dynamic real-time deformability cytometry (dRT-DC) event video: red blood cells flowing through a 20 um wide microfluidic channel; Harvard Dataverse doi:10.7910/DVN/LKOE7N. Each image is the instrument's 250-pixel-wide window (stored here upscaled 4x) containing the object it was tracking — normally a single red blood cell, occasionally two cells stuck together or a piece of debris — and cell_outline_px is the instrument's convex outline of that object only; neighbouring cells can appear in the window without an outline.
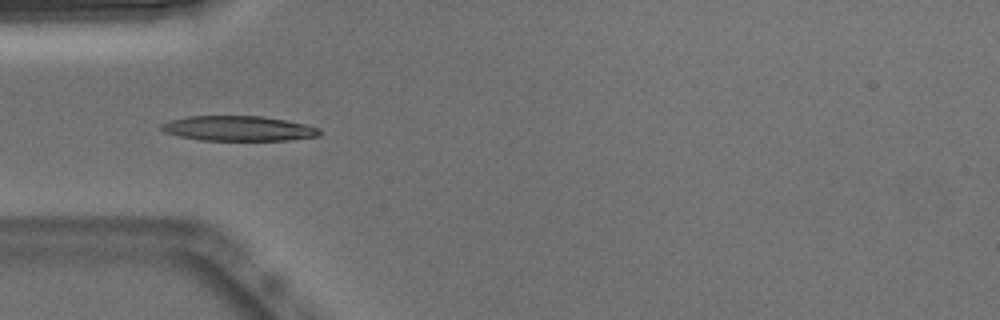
{"species": "Egyptian fruit bat (a non-hibernating species)", "species_latin": "Rousettus aegyptiacus", "temperature_condition": "warm", "stored_images_in_passage": 9, "camera_frame_rate_fps": 3000, "um_per_image_px": 0.085, "animal": {"sex": "male"}, "frame": {"image": 1, "passage_image": 3, "time_ms": 0.667, "image_size_px": [1000, 320], "cell_outline_px": [[320, 136], [288, 140], [200, 140], [180, 136], [164, 132], [160, 128], [160, 124], [172, 120], [188, 116], [264, 116], [308, 124], [320, 128]], "centroid_in_image_um": [20.31, 10.91], "position_along_channel_um": 64.7, "area_um2": 23.12}}